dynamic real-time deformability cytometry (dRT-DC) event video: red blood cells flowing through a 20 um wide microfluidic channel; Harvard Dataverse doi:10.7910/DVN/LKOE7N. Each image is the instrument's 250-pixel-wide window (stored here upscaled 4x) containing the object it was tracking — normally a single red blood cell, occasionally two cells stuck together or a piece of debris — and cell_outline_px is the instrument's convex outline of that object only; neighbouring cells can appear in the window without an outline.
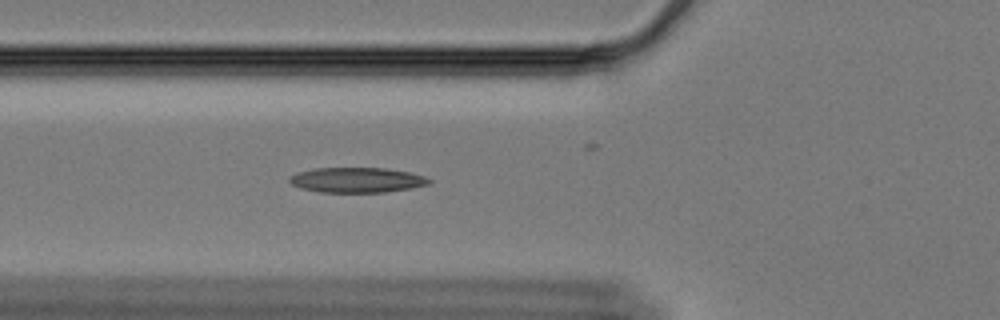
{"species": "Egyptian fruit bat (a non-hibernating species)", "species_latin": "Rousettus aegyptiacus", "temperature_condition": "cold", "stored_images_in_passage": 42, "camera_frame_rate_fps": 3000, "um_per_image_px": 0.085, "animal": {"sex": "female"}, "frame": {"image": 1, "passage_image": 3, "time_ms": 0.667, "image_size_px": [1000, 320], "cell_outline_px": [[432, 180], [428, 184], [408, 188], [384, 192], [320, 192], [300, 188], [292, 184], [288, 180], [288, 176], [296, 172], [316, 168], [384, 168], [408, 172], [424, 176]], "centroid_in_image_um": [30.27, 15.29], "position_along_channel_um": 95.5, "area_um2": 20.29}}
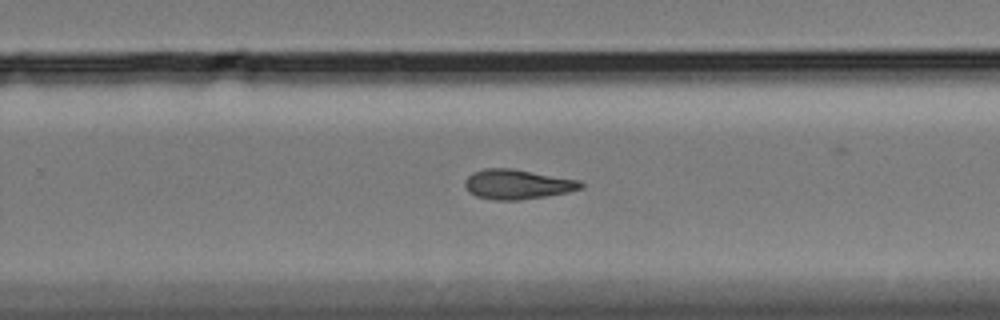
{"frame": {"image": 2, "passage_image": 20, "time_ms": 6.333, "image_size_px": [1000, 320], "cell_outline_px": [[584, 188], [568, 192], [520, 200], [492, 200], [476, 196], [468, 192], [464, 184], [464, 180], [472, 172], [484, 168], [512, 168], [580, 180], [584, 184]], "centroid_in_image_um": [43.96, 15.66], "position_along_channel_um": 285.8, "area_um2": 20.29}}
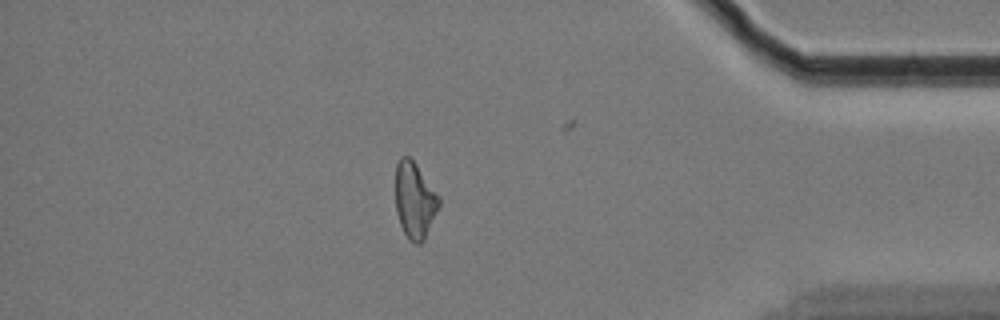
{"frame": {"image": 3, "passage_image": 33, "time_ms": 10.667, "image_size_px": [1000, 320], "cell_outline_px": [[440, 204], [424, 240], [420, 244], [416, 244], [408, 240], [400, 224], [396, 212], [396, 164], [400, 156], [408, 156], [416, 164], [440, 196]], "centroid_in_image_um": [35.25, 17.03], "position_along_channel_um": 400.0, "area_um2": 19.31}, "authors_computed_cell_mechanics": {"area_um2": 19.8254, "velocity_mm_per_s": 3.3482, "shape_relaxation_time_tau1_ms": null, "shape_relaxation_time_tau2_ms": 9.3658, "deformation_change_tau1": null, "deformation_change_tau2": 0.2039}}